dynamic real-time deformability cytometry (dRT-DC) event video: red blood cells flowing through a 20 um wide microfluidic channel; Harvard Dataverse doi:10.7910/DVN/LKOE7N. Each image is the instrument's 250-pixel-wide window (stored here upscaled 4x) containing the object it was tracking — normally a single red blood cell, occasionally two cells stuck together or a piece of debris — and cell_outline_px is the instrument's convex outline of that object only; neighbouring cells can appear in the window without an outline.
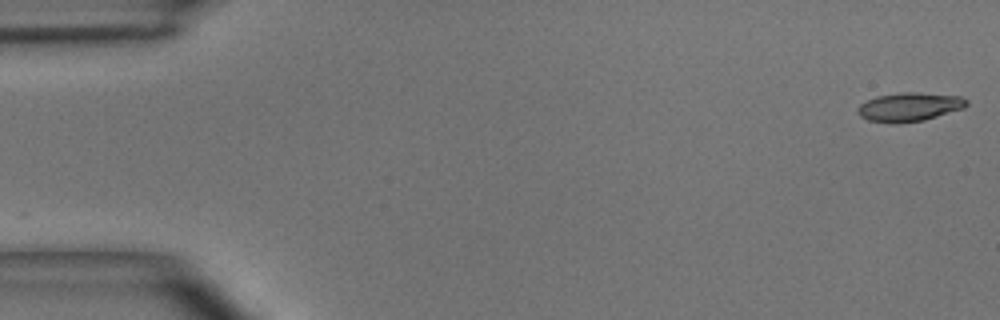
{"species": "common noctule bat (a hibernating species)", "species_latin": "Nyctalus noctula", "temperature_condition": "room temperature", "stored_images_in_passage": 9, "camera_frame_rate_fps": 3000, "um_per_image_px": 0.085, "animal": {"sex": "male", "body_mass_g": 15.6}, "frame": {"image": 1, "passage_image": 1, "time_ms": 0.0, "image_size_px": [1000, 320], "cell_outline_px": [[968, 104], [964, 108], [924, 120], [896, 124], [892, 124], [868, 120], [860, 116], [856, 112], [856, 108], [860, 104], [876, 96], [900, 92], [920, 92], [960, 96], [968, 100]], "centroid_in_image_um": [77.28, 9.09], "position_along_channel_um": 7.7, "area_um2": 18.5}}